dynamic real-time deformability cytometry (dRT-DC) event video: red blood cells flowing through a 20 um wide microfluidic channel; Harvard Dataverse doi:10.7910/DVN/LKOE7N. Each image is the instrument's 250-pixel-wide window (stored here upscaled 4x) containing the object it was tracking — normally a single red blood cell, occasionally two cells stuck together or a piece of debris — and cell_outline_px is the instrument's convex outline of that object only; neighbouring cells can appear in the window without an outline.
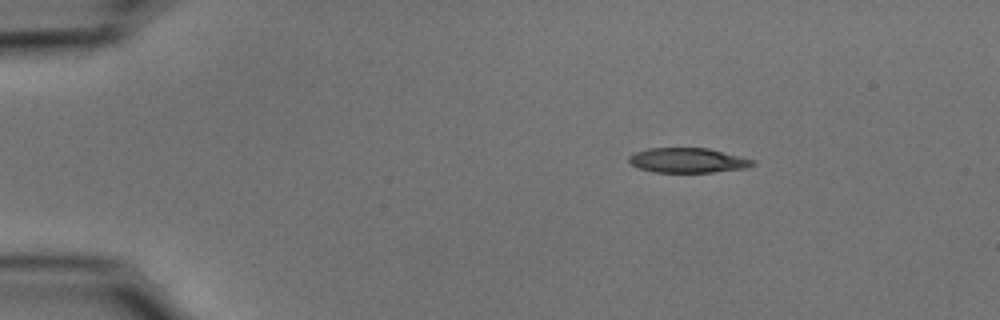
{"species": "common noctule bat (a hibernating species)", "species_latin": "Nyctalus noctula", "temperature_condition": "cold", "stored_images_in_passage": 46, "camera_frame_rate_fps": 3000, "um_per_image_px": 0.085, "animal": {"sex": "male", "body_mass_g": 15.6}, "frame": {"image": 1, "passage_image": 1, "time_ms": 0.0, "image_size_px": [1000, 320], "cell_outline_px": [[756, 164], [748, 168], [712, 172], [652, 172], [640, 168], [632, 164], [628, 160], [628, 156], [636, 152], [648, 148], [708, 148], [756, 160]], "centroid_in_image_um": [58.5, 13.63], "position_along_channel_um": 26.5, "area_um2": 17.92}}
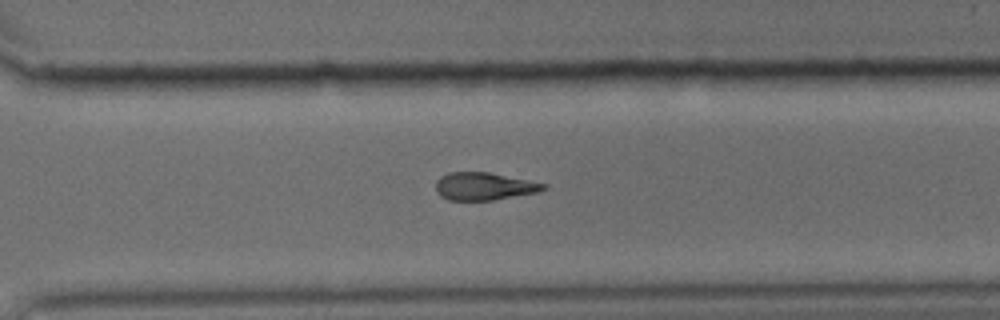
{"frame": {"image": 2, "passage_image": 31, "time_ms": 10.0, "image_size_px": [1000, 320], "cell_outline_px": [[548, 188], [536, 192], [492, 200], [448, 200], [440, 196], [436, 192], [436, 180], [440, 176], [448, 172], [488, 172], [548, 184]], "centroid_in_image_um": [41.11, 15.83], "position_along_channel_um": 329.5, "area_um2": 17.34}}
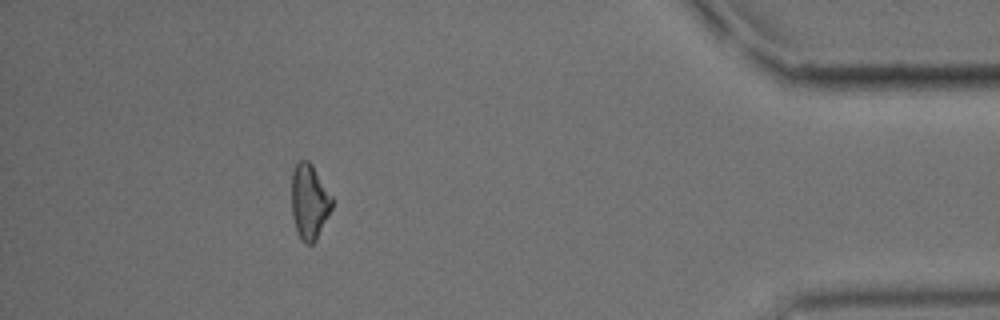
{"frame": {"image": 3, "passage_image": 41, "time_ms": 13.333, "image_size_px": [1000, 320], "cell_outline_px": [[332, 208], [316, 240], [312, 244], [308, 244], [296, 232], [292, 216], [292, 172], [296, 164], [300, 160], [308, 160], [312, 164], [332, 196]], "centroid_in_image_um": [26.29, 17.12], "position_along_channel_um": 408.9, "area_um2": 17.57}, "authors_computed_cell_mechanics": {"area_um2": 18.496, "velocity_mm_per_s": 3.7506, "shape_relaxation_time_tau1_ms": 3.6343, "shape_relaxation_time_tau2_ms": null, "deformation_change_tau1": 0.1322, "deformation_change_tau2": null}}